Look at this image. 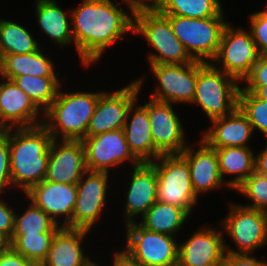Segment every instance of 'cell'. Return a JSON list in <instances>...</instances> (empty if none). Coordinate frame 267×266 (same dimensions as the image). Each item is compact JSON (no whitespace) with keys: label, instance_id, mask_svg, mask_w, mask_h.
<instances>
[{"label":"cell","instance_id":"cell-1","mask_svg":"<svg viewBox=\"0 0 267 266\" xmlns=\"http://www.w3.org/2000/svg\"><path fill=\"white\" fill-rule=\"evenodd\" d=\"M118 6L111 0H82L69 11L75 49L84 66L95 64L107 47L133 33L134 11Z\"/></svg>","mask_w":267,"mask_h":266},{"label":"cell","instance_id":"cell-2","mask_svg":"<svg viewBox=\"0 0 267 266\" xmlns=\"http://www.w3.org/2000/svg\"><path fill=\"white\" fill-rule=\"evenodd\" d=\"M53 140L43 125L9 128L10 171L13 187L26 193L45 180ZM20 186V187H19Z\"/></svg>","mask_w":267,"mask_h":266},{"label":"cell","instance_id":"cell-3","mask_svg":"<svg viewBox=\"0 0 267 266\" xmlns=\"http://www.w3.org/2000/svg\"><path fill=\"white\" fill-rule=\"evenodd\" d=\"M100 92H59L44 112L43 125L56 140H83ZM61 137V138H60Z\"/></svg>","mask_w":267,"mask_h":266},{"label":"cell","instance_id":"cell-4","mask_svg":"<svg viewBox=\"0 0 267 266\" xmlns=\"http://www.w3.org/2000/svg\"><path fill=\"white\" fill-rule=\"evenodd\" d=\"M237 80L211 62L197 61V82L193 104L212 120L230 115L238 107Z\"/></svg>","mask_w":267,"mask_h":266},{"label":"cell","instance_id":"cell-5","mask_svg":"<svg viewBox=\"0 0 267 266\" xmlns=\"http://www.w3.org/2000/svg\"><path fill=\"white\" fill-rule=\"evenodd\" d=\"M133 18V33L143 35L157 51L147 57L150 64H188L193 61L173 32L169 19L158 9L135 11Z\"/></svg>","mask_w":267,"mask_h":266},{"label":"cell","instance_id":"cell-6","mask_svg":"<svg viewBox=\"0 0 267 266\" xmlns=\"http://www.w3.org/2000/svg\"><path fill=\"white\" fill-rule=\"evenodd\" d=\"M165 16L169 19L173 32L193 60L206 63L216 57L223 30L228 24V21L224 20V12L219 16L209 18Z\"/></svg>","mask_w":267,"mask_h":266},{"label":"cell","instance_id":"cell-7","mask_svg":"<svg viewBox=\"0 0 267 266\" xmlns=\"http://www.w3.org/2000/svg\"><path fill=\"white\" fill-rule=\"evenodd\" d=\"M158 178L157 201L184 209L189 215L198 200L187 160L181 154L160 155L150 163Z\"/></svg>","mask_w":267,"mask_h":266},{"label":"cell","instance_id":"cell-8","mask_svg":"<svg viewBox=\"0 0 267 266\" xmlns=\"http://www.w3.org/2000/svg\"><path fill=\"white\" fill-rule=\"evenodd\" d=\"M230 204L229 213L221 220V226L237 250L224 242L225 252L253 254L258 247L267 246V212L242 204Z\"/></svg>","mask_w":267,"mask_h":266},{"label":"cell","instance_id":"cell-9","mask_svg":"<svg viewBox=\"0 0 267 266\" xmlns=\"http://www.w3.org/2000/svg\"><path fill=\"white\" fill-rule=\"evenodd\" d=\"M258 56L251 31L234 28L228 22L223 30L217 55L211 63L214 66L219 64L216 68L241 83L250 74Z\"/></svg>","mask_w":267,"mask_h":266},{"label":"cell","instance_id":"cell-10","mask_svg":"<svg viewBox=\"0 0 267 266\" xmlns=\"http://www.w3.org/2000/svg\"><path fill=\"white\" fill-rule=\"evenodd\" d=\"M125 226V250L144 266H177L179 244L173 236L146 230L136 222Z\"/></svg>","mask_w":267,"mask_h":266},{"label":"cell","instance_id":"cell-11","mask_svg":"<svg viewBox=\"0 0 267 266\" xmlns=\"http://www.w3.org/2000/svg\"><path fill=\"white\" fill-rule=\"evenodd\" d=\"M144 79L138 78L113 92L104 91L97 101L86 136L122 129L131 104L137 100Z\"/></svg>","mask_w":267,"mask_h":266},{"label":"cell","instance_id":"cell-12","mask_svg":"<svg viewBox=\"0 0 267 266\" xmlns=\"http://www.w3.org/2000/svg\"><path fill=\"white\" fill-rule=\"evenodd\" d=\"M158 86L151 99L168 103H192L197 82V60L188 64H149Z\"/></svg>","mask_w":267,"mask_h":266},{"label":"cell","instance_id":"cell-13","mask_svg":"<svg viewBox=\"0 0 267 266\" xmlns=\"http://www.w3.org/2000/svg\"><path fill=\"white\" fill-rule=\"evenodd\" d=\"M107 172L86 171L77 185V199L70 228L91 230L105 207L108 185Z\"/></svg>","mask_w":267,"mask_h":266},{"label":"cell","instance_id":"cell-14","mask_svg":"<svg viewBox=\"0 0 267 266\" xmlns=\"http://www.w3.org/2000/svg\"><path fill=\"white\" fill-rule=\"evenodd\" d=\"M85 150V163L88 171L107 172L112 166L126 160L138 166L140 162L130 152L123 128L96 136H86L82 140Z\"/></svg>","mask_w":267,"mask_h":266},{"label":"cell","instance_id":"cell-15","mask_svg":"<svg viewBox=\"0 0 267 266\" xmlns=\"http://www.w3.org/2000/svg\"><path fill=\"white\" fill-rule=\"evenodd\" d=\"M172 105L153 99L148 102L152 138L161 155L180 154L188 146L184 126Z\"/></svg>","mask_w":267,"mask_h":266},{"label":"cell","instance_id":"cell-16","mask_svg":"<svg viewBox=\"0 0 267 266\" xmlns=\"http://www.w3.org/2000/svg\"><path fill=\"white\" fill-rule=\"evenodd\" d=\"M86 171L82 140H52L45 180L77 184Z\"/></svg>","mask_w":267,"mask_h":266},{"label":"cell","instance_id":"cell-17","mask_svg":"<svg viewBox=\"0 0 267 266\" xmlns=\"http://www.w3.org/2000/svg\"><path fill=\"white\" fill-rule=\"evenodd\" d=\"M0 83V129L33 127L43 124L41 110L12 80Z\"/></svg>","mask_w":267,"mask_h":266},{"label":"cell","instance_id":"cell-18","mask_svg":"<svg viewBox=\"0 0 267 266\" xmlns=\"http://www.w3.org/2000/svg\"><path fill=\"white\" fill-rule=\"evenodd\" d=\"M220 229L199 227L178 248L177 266H210L224 261L225 239Z\"/></svg>","mask_w":267,"mask_h":266},{"label":"cell","instance_id":"cell-19","mask_svg":"<svg viewBox=\"0 0 267 266\" xmlns=\"http://www.w3.org/2000/svg\"><path fill=\"white\" fill-rule=\"evenodd\" d=\"M25 195L35 206L41 208L59 226L70 228V220L77 199V185L43 180L31 187ZM64 217L62 225L57 218Z\"/></svg>","mask_w":267,"mask_h":266},{"label":"cell","instance_id":"cell-20","mask_svg":"<svg viewBox=\"0 0 267 266\" xmlns=\"http://www.w3.org/2000/svg\"><path fill=\"white\" fill-rule=\"evenodd\" d=\"M195 146H187L180 154L187 160L190 169V177L193 190L199 197L212 190L219 189L226 185L219 172L218 157L216 150L211 148L203 139Z\"/></svg>","mask_w":267,"mask_h":266},{"label":"cell","instance_id":"cell-21","mask_svg":"<svg viewBox=\"0 0 267 266\" xmlns=\"http://www.w3.org/2000/svg\"><path fill=\"white\" fill-rule=\"evenodd\" d=\"M130 185L124 207L125 225L135 222L137 215L142 217L157 201L158 178L150 163H140L133 167Z\"/></svg>","mask_w":267,"mask_h":266},{"label":"cell","instance_id":"cell-22","mask_svg":"<svg viewBox=\"0 0 267 266\" xmlns=\"http://www.w3.org/2000/svg\"><path fill=\"white\" fill-rule=\"evenodd\" d=\"M135 100L126 116L123 127L130 152L140 163H151L161 154L156 150L152 138L148 114V102L136 106ZM136 106V107H135Z\"/></svg>","mask_w":267,"mask_h":266},{"label":"cell","instance_id":"cell-23","mask_svg":"<svg viewBox=\"0 0 267 266\" xmlns=\"http://www.w3.org/2000/svg\"><path fill=\"white\" fill-rule=\"evenodd\" d=\"M89 230L60 227L51 242L46 259L40 266H91L94 261L86 256L82 241Z\"/></svg>","mask_w":267,"mask_h":266},{"label":"cell","instance_id":"cell-24","mask_svg":"<svg viewBox=\"0 0 267 266\" xmlns=\"http://www.w3.org/2000/svg\"><path fill=\"white\" fill-rule=\"evenodd\" d=\"M212 126L205 130L202 139L213 149L222 147H249L254 133L252 124L237 107L230 115L211 121Z\"/></svg>","mask_w":267,"mask_h":266},{"label":"cell","instance_id":"cell-25","mask_svg":"<svg viewBox=\"0 0 267 266\" xmlns=\"http://www.w3.org/2000/svg\"><path fill=\"white\" fill-rule=\"evenodd\" d=\"M41 47L25 54H8L0 60V78L11 80L22 75L40 77H58L54 71V62L46 57Z\"/></svg>","mask_w":267,"mask_h":266},{"label":"cell","instance_id":"cell-26","mask_svg":"<svg viewBox=\"0 0 267 266\" xmlns=\"http://www.w3.org/2000/svg\"><path fill=\"white\" fill-rule=\"evenodd\" d=\"M35 9L37 23L45 36L61 48L74 42L69 16L57 1L36 0Z\"/></svg>","mask_w":267,"mask_h":266},{"label":"cell","instance_id":"cell-27","mask_svg":"<svg viewBox=\"0 0 267 266\" xmlns=\"http://www.w3.org/2000/svg\"><path fill=\"white\" fill-rule=\"evenodd\" d=\"M219 172L222 180L230 190H235L246 178L255 171V155L250 147L217 148ZM226 175H236L225 180Z\"/></svg>","mask_w":267,"mask_h":266},{"label":"cell","instance_id":"cell-28","mask_svg":"<svg viewBox=\"0 0 267 266\" xmlns=\"http://www.w3.org/2000/svg\"><path fill=\"white\" fill-rule=\"evenodd\" d=\"M189 217L180 207L156 201L141 217L139 224L146 230L174 236Z\"/></svg>","mask_w":267,"mask_h":266},{"label":"cell","instance_id":"cell-29","mask_svg":"<svg viewBox=\"0 0 267 266\" xmlns=\"http://www.w3.org/2000/svg\"><path fill=\"white\" fill-rule=\"evenodd\" d=\"M11 80L42 110V114L56 99L59 89L62 87L58 77L22 75Z\"/></svg>","mask_w":267,"mask_h":266},{"label":"cell","instance_id":"cell-30","mask_svg":"<svg viewBox=\"0 0 267 266\" xmlns=\"http://www.w3.org/2000/svg\"><path fill=\"white\" fill-rule=\"evenodd\" d=\"M26 27L0 18V60L8 54H25L37 51L40 44Z\"/></svg>","mask_w":267,"mask_h":266},{"label":"cell","instance_id":"cell-31","mask_svg":"<svg viewBox=\"0 0 267 266\" xmlns=\"http://www.w3.org/2000/svg\"><path fill=\"white\" fill-rule=\"evenodd\" d=\"M164 15L209 18L222 12L220 0H161L157 8Z\"/></svg>","mask_w":267,"mask_h":266},{"label":"cell","instance_id":"cell-32","mask_svg":"<svg viewBox=\"0 0 267 266\" xmlns=\"http://www.w3.org/2000/svg\"><path fill=\"white\" fill-rule=\"evenodd\" d=\"M55 233L13 234L10 246L38 266L46 259Z\"/></svg>","mask_w":267,"mask_h":266},{"label":"cell","instance_id":"cell-33","mask_svg":"<svg viewBox=\"0 0 267 266\" xmlns=\"http://www.w3.org/2000/svg\"><path fill=\"white\" fill-rule=\"evenodd\" d=\"M48 214L32 202L19 216L15 213L13 234L56 233L60 228Z\"/></svg>","mask_w":267,"mask_h":266},{"label":"cell","instance_id":"cell-34","mask_svg":"<svg viewBox=\"0 0 267 266\" xmlns=\"http://www.w3.org/2000/svg\"><path fill=\"white\" fill-rule=\"evenodd\" d=\"M238 108L252 124L253 131L258 129L267 138V100L259 99L241 87Z\"/></svg>","mask_w":267,"mask_h":266},{"label":"cell","instance_id":"cell-35","mask_svg":"<svg viewBox=\"0 0 267 266\" xmlns=\"http://www.w3.org/2000/svg\"><path fill=\"white\" fill-rule=\"evenodd\" d=\"M235 190L252 202L243 206L267 212V176L254 171Z\"/></svg>","mask_w":267,"mask_h":266},{"label":"cell","instance_id":"cell-36","mask_svg":"<svg viewBox=\"0 0 267 266\" xmlns=\"http://www.w3.org/2000/svg\"><path fill=\"white\" fill-rule=\"evenodd\" d=\"M13 187L10 171L9 129H0V193Z\"/></svg>","mask_w":267,"mask_h":266},{"label":"cell","instance_id":"cell-37","mask_svg":"<svg viewBox=\"0 0 267 266\" xmlns=\"http://www.w3.org/2000/svg\"><path fill=\"white\" fill-rule=\"evenodd\" d=\"M251 34L259 55H267V13L262 10L250 16Z\"/></svg>","mask_w":267,"mask_h":266},{"label":"cell","instance_id":"cell-38","mask_svg":"<svg viewBox=\"0 0 267 266\" xmlns=\"http://www.w3.org/2000/svg\"><path fill=\"white\" fill-rule=\"evenodd\" d=\"M246 86L242 87L247 92H253L258 86L267 85V55H259L252 66L250 74L243 80Z\"/></svg>","mask_w":267,"mask_h":266},{"label":"cell","instance_id":"cell-39","mask_svg":"<svg viewBox=\"0 0 267 266\" xmlns=\"http://www.w3.org/2000/svg\"><path fill=\"white\" fill-rule=\"evenodd\" d=\"M1 196V193H0ZM15 211L0 197V234L9 241L13 236Z\"/></svg>","mask_w":267,"mask_h":266},{"label":"cell","instance_id":"cell-40","mask_svg":"<svg viewBox=\"0 0 267 266\" xmlns=\"http://www.w3.org/2000/svg\"><path fill=\"white\" fill-rule=\"evenodd\" d=\"M224 266H267V261L257 260L251 253H225Z\"/></svg>","mask_w":267,"mask_h":266},{"label":"cell","instance_id":"cell-41","mask_svg":"<svg viewBox=\"0 0 267 266\" xmlns=\"http://www.w3.org/2000/svg\"><path fill=\"white\" fill-rule=\"evenodd\" d=\"M0 266H38L35 262L24 258L9 246L0 253Z\"/></svg>","mask_w":267,"mask_h":266},{"label":"cell","instance_id":"cell-42","mask_svg":"<svg viewBox=\"0 0 267 266\" xmlns=\"http://www.w3.org/2000/svg\"><path fill=\"white\" fill-rule=\"evenodd\" d=\"M113 266H144L135 259L127 250L114 252Z\"/></svg>","mask_w":267,"mask_h":266},{"label":"cell","instance_id":"cell-43","mask_svg":"<svg viewBox=\"0 0 267 266\" xmlns=\"http://www.w3.org/2000/svg\"><path fill=\"white\" fill-rule=\"evenodd\" d=\"M161 0H122L125 2L130 11L142 9H157Z\"/></svg>","mask_w":267,"mask_h":266},{"label":"cell","instance_id":"cell-44","mask_svg":"<svg viewBox=\"0 0 267 266\" xmlns=\"http://www.w3.org/2000/svg\"><path fill=\"white\" fill-rule=\"evenodd\" d=\"M255 172L267 176V146L255 154Z\"/></svg>","mask_w":267,"mask_h":266},{"label":"cell","instance_id":"cell-45","mask_svg":"<svg viewBox=\"0 0 267 266\" xmlns=\"http://www.w3.org/2000/svg\"><path fill=\"white\" fill-rule=\"evenodd\" d=\"M252 94L262 100H267V85L258 86Z\"/></svg>","mask_w":267,"mask_h":266},{"label":"cell","instance_id":"cell-46","mask_svg":"<svg viewBox=\"0 0 267 266\" xmlns=\"http://www.w3.org/2000/svg\"><path fill=\"white\" fill-rule=\"evenodd\" d=\"M9 246V240L0 234V253L4 252Z\"/></svg>","mask_w":267,"mask_h":266},{"label":"cell","instance_id":"cell-47","mask_svg":"<svg viewBox=\"0 0 267 266\" xmlns=\"http://www.w3.org/2000/svg\"><path fill=\"white\" fill-rule=\"evenodd\" d=\"M210 266H224V261L220 262V263H217V264L210 265Z\"/></svg>","mask_w":267,"mask_h":266},{"label":"cell","instance_id":"cell-48","mask_svg":"<svg viewBox=\"0 0 267 266\" xmlns=\"http://www.w3.org/2000/svg\"><path fill=\"white\" fill-rule=\"evenodd\" d=\"M91 266H99V265H98L97 263L94 262Z\"/></svg>","mask_w":267,"mask_h":266}]
</instances>
